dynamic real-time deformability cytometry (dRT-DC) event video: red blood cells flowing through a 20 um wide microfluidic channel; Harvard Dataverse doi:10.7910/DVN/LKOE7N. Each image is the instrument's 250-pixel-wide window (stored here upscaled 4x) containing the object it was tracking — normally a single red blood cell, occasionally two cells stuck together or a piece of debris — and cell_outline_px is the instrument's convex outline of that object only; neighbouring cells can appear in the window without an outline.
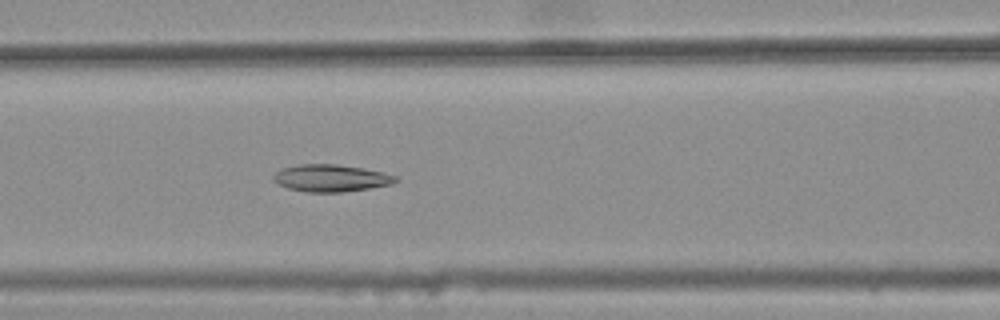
{"species": "common noctule bat (a hibernating species)", "species_latin": "Nyctalus noctula", "temperature_condition": "warm", "stored_images_in_passage": 46, "camera_frame_rate_fps": 3000, "um_per_image_px": 0.085, "animal": {"sex": "female", "body_mass_g": 25.1}, "frame": {"image": 1, "passage_image": 23, "time_ms": 7.333, "image_size_px": [1000, 320], "cell_outline_px": [[396, 180], [392, 184], [344, 192], [304, 192], [288, 188], [276, 184], [272, 180], [272, 176], [276, 172], [284, 168], [300, 164], [336, 164], [384, 172], [396, 176]], "centroid_in_image_um": [28.08, 15.14], "position_along_channel_um": 138.5, "area_um2": 19.25}}
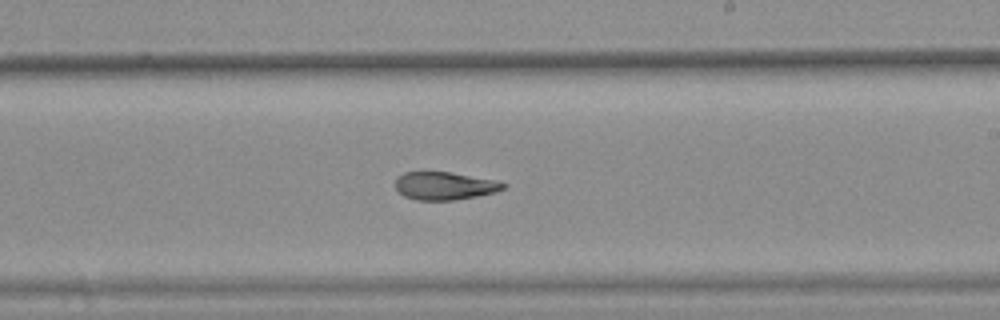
{"frame": {"image": 2, "passage_image": 32, "time_ms": 10.333, "image_size_px": [1000, 320], "cell_outline_px": [[508, 184], [504, 188], [496, 192], [456, 200], [416, 200], [404, 196], [396, 188], [396, 176], [404, 172], [448, 172], [492, 180]], "centroid_in_image_um": [37.76, 15.8], "position_along_channel_um": 251.2, "area_um2": 17.34}}
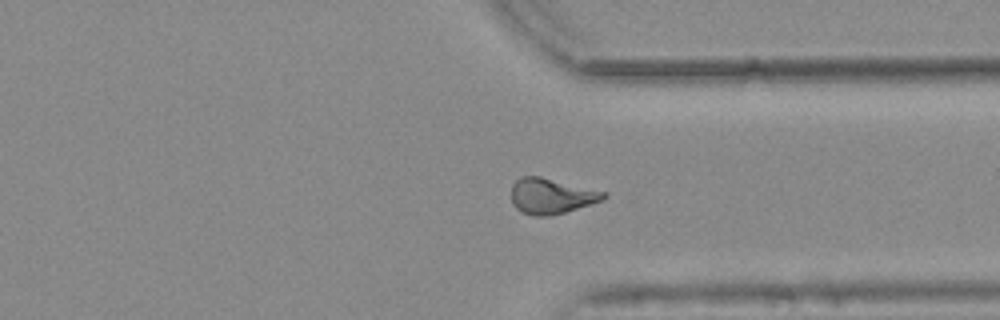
{"frame": {"image": 3, "passage_image": 41, "time_ms": 13.333, "image_size_px": [1000, 320], "cell_outline_px": [[608, 196], [604, 200], [552, 216], [532, 216], [520, 212], [512, 204], [512, 184], [520, 176], [540, 176], [608, 192]], "centroid_in_image_um": [46.87, 16.67], "position_along_channel_um": 364.5, "area_um2": 19.42}, "authors_computed_cell_mechanics": {"area_um2": 19.363, "velocity_mm_per_s": 3.7646, "shape_relaxation_time_tau1_ms": null, "shape_relaxation_time_tau2_ms": 2.9886, "deformation_change_tau1": null, "deformation_change_tau2": 0.1035}}